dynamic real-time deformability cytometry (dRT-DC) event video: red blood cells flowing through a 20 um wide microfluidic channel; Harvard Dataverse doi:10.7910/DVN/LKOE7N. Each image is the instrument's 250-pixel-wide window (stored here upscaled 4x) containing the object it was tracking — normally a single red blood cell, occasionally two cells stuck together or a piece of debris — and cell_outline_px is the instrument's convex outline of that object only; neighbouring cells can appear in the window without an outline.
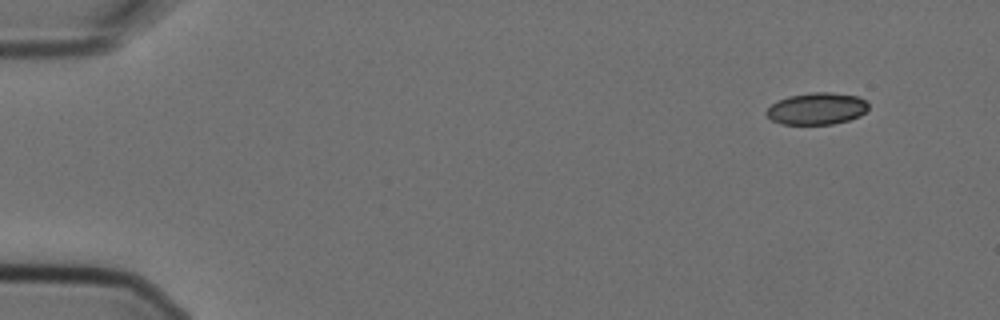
{"species": "Egyptian fruit bat (a non-hibernating species)", "species_latin": "Rousettus aegyptiacus", "temperature_condition": "cold", "stored_images_in_passage": 5, "camera_frame_rate_fps": 3000, "um_per_image_px": 0.085, "animal": {"sex": "female"}, "frame": {"image": 1, "passage_image": 1, "time_ms": 0.0, "image_size_px": [1000, 320], "cell_outline_px": [[868, 108], [860, 116], [848, 120], [832, 124], [780, 124], [772, 120], [764, 112], [772, 104], [788, 96], [812, 92], [832, 92], [856, 96], [868, 100]], "centroid_in_image_um": [69.44, 9.23], "position_along_channel_um": 15.6, "area_um2": 18.96}}
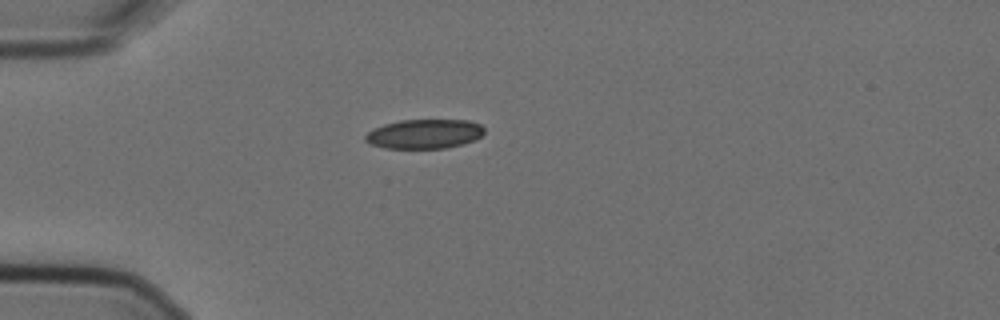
{"frame": {"image": 2, "passage_image": 4, "time_ms": 1.0, "image_size_px": [1000, 320], "cell_outline_px": [[484, 132], [476, 140], [464, 144], [444, 148], [388, 148], [372, 144], [364, 140], [364, 136], [368, 132], [384, 124], [400, 120], [468, 120], [480, 124], [484, 128]], "centroid_in_image_um": [36.1, 11.38], "position_along_channel_um": 48.9, "area_um2": 20.29}}